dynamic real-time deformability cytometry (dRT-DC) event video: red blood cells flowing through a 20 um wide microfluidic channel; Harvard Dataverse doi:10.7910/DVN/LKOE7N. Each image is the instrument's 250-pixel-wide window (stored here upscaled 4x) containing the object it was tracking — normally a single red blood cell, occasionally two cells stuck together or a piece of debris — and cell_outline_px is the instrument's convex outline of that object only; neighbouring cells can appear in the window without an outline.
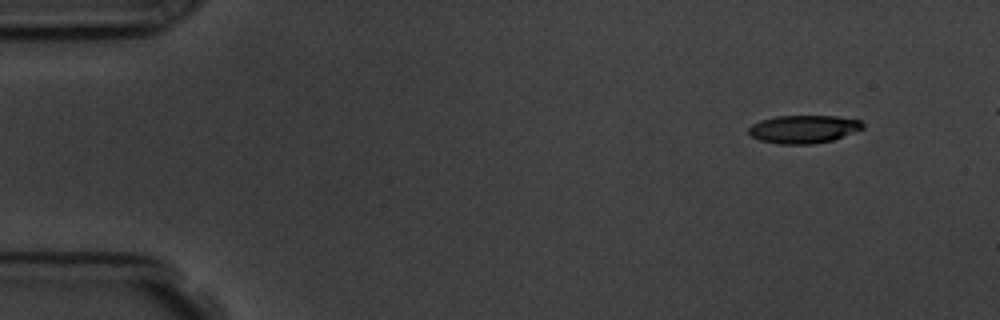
{"species": "common noctule bat (a hibernating species)", "species_latin": "Nyctalus noctula", "temperature_condition": "room temperature", "stored_images_in_passage": 5, "camera_frame_rate_fps": 3000, "um_per_image_px": 0.085, "animal": {"sex": "male", "body_mass_g": 19.5, "forearm_length_mm": 54.6}, "frame": {"image": 1, "passage_image": 1, "time_ms": 0.0, "image_size_px": [1000, 320], "cell_outline_px": [[864, 128], [832, 140], [812, 144], [780, 144], [760, 140], [752, 136], [748, 132], [748, 128], [752, 124], [760, 120], [776, 116], [836, 116], [860, 120], [864, 124]], "centroid_in_image_um": [68.29, 10.97], "position_along_channel_um": 16.7, "area_um2": 18.55}}